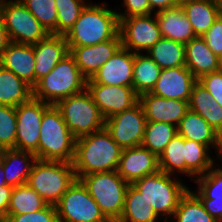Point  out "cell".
<instances>
[{
    "instance_id": "obj_7",
    "label": "cell",
    "mask_w": 222,
    "mask_h": 222,
    "mask_svg": "<svg viewBox=\"0 0 222 222\" xmlns=\"http://www.w3.org/2000/svg\"><path fill=\"white\" fill-rule=\"evenodd\" d=\"M157 216H173L181 197L188 191L180 181L159 170L132 183Z\"/></svg>"
},
{
    "instance_id": "obj_44",
    "label": "cell",
    "mask_w": 222,
    "mask_h": 222,
    "mask_svg": "<svg viewBox=\"0 0 222 222\" xmlns=\"http://www.w3.org/2000/svg\"><path fill=\"white\" fill-rule=\"evenodd\" d=\"M124 4L126 5L127 11L124 10L125 14L117 13L118 18L152 14L149 0H124Z\"/></svg>"
},
{
    "instance_id": "obj_40",
    "label": "cell",
    "mask_w": 222,
    "mask_h": 222,
    "mask_svg": "<svg viewBox=\"0 0 222 222\" xmlns=\"http://www.w3.org/2000/svg\"><path fill=\"white\" fill-rule=\"evenodd\" d=\"M17 133L16 107L0 105V148L15 149Z\"/></svg>"
},
{
    "instance_id": "obj_32",
    "label": "cell",
    "mask_w": 222,
    "mask_h": 222,
    "mask_svg": "<svg viewBox=\"0 0 222 222\" xmlns=\"http://www.w3.org/2000/svg\"><path fill=\"white\" fill-rule=\"evenodd\" d=\"M147 53L161 69L185 66V45L171 39L162 37Z\"/></svg>"
},
{
    "instance_id": "obj_43",
    "label": "cell",
    "mask_w": 222,
    "mask_h": 222,
    "mask_svg": "<svg viewBox=\"0 0 222 222\" xmlns=\"http://www.w3.org/2000/svg\"><path fill=\"white\" fill-rule=\"evenodd\" d=\"M210 50L219 59L222 57V16H219L209 30L202 36Z\"/></svg>"
},
{
    "instance_id": "obj_12",
    "label": "cell",
    "mask_w": 222,
    "mask_h": 222,
    "mask_svg": "<svg viewBox=\"0 0 222 222\" xmlns=\"http://www.w3.org/2000/svg\"><path fill=\"white\" fill-rule=\"evenodd\" d=\"M119 35L122 46L134 53L148 51L162 38L156 14L154 19L151 14L119 18Z\"/></svg>"
},
{
    "instance_id": "obj_31",
    "label": "cell",
    "mask_w": 222,
    "mask_h": 222,
    "mask_svg": "<svg viewBox=\"0 0 222 222\" xmlns=\"http://www.w3.org/2000/svg\"><path fill=\"white\" fill-rule=\"evenodd\" d=\"M161 70L149 56L134 53L132 87L138 96L151 93L160 76Z\"/></svg>"
},
{
    "instance_id": "obj_28",
    "label": "cell",
    "mask_w": 222,
    "mask_h": 222,
    "mask_svg": "<svg viewBox=\"0 0 222 222\" xmlns=\"http://www.w3.org/2000/svg\"><path fill=\"white\" fill-rule=\"evenodd\" d=\"M180 6L192 25L195 36L202 37L219 17L214 0H181Z\"/></svg>"
},
{
    "instance_id": "obj_5",
    "label": "cell",
    "mask_w": 222,
    "mask_h": 222,
    "mask_svg": "<svg viewBox=\"0 0 222 222\" xmlns=\"http://www.w3.org/2000/svg\"><path fill=\"white\" fill-rule=\"evenodd\" d=\"M76 179L72 163L37 159L26 184L55 206Z\"/></svg>"
},
{
    "instance_id": "obj_9",
    "label": "cell",
    "mask_w": 222,
    "mask_h": 222,
    "mask_svg": "<svg viewBox=\"0 0 222 222\" xmlns=\"http://www.w3.org/2000/svg\"><path fill=\"white\" fill-rule=\"evenodd\" d=\"M0 15L11 42L33 45L50 34L20 0H0Z\"/></svg>"
},
{
    "instance_id": "obj_10",
    "label": "cell",
    "mask_w": 222,
    "mask_h": 222,
    "mask_svg": "<svg viewBox=\"0 0 222 222\" xmlns=\"http://www.w3.org/2000/svg\"><path fill=\"white\" fill-rule=\"evenodd\" d=\"M60 222H109L79 179L55 205Z\"/></svg>"
},
{
    "instance_id": "obj_39",
    "label": "cell",
    "mask_w": 222,
    "mask_h": 222,
    "mask_svg": "<svg viewBox=\"0 0 222 222\" xmlns=\"http://www.w3.org/2000/svg\"><path fill=\"white\" fill-rule=\"evenodd\" d=\"M55 2L58 13L57 35L65 36L86 5L84 0H55Z\"/></svg>"
},
{
    "instance_id": "obj_14",
    "label": "cell",
    "mask_w": 222,
    "mask_h": 222,
    "mask_svg": "<svg viewBox=\"0 0 222 222\" xmlns=\"http://www.w3.org/2000/svg\"><path fill=\"white\" fill-rule=\"evenodd\" d=\"M86 89L105 120L139 102V96L133 87L97 84L87 79Z\"/></svg>"
},
{
    "instance_id": "obj_34",
    "label": "cell",
    "mask_w": 222,
    "mask_h": 222,
    "mask_svg": "<svg viewBox=\"0 0 222 222\" xmlns=\"http://www.w3.org/2000/svg\"><path fill=\"white\" fill-rule=\"evenodd\" d=\"M177 134V126L170 123L147 122L141 146L159 157Z\"/></svg>"
},
{
    "instance_id": "obj_35",
    "label": "cell",
    "mask_w": 222,
    "mask_h": 222,
    "mask_svg": "<svg viewBox=\"0 0 222 222\" xmlns=\"http://www.w3.org/2000/svg\"><path fill=\"white\" fill-rule=\"evenodd\" d=\"M185 173L195 178L206 174L214 165L207 145L185 139ZM207 171V172H206Z\"/></svg>"
},
{
    "instance_id": "obj_48",
    "label": "cell",
    "mask_w": 222,
    "mask_h": 222,
    "mask_svg": "<svg viewBox=\"0 0 222 222\" xmlns=\"http://www.w3.org/2000/svg\"><path fill=\"white\" fill-rule=\"evenodd\" d=\"M0 176H1V178H0V186H8L6 184V182H5V172L3 170V165L1 163H0Z\"/></svg>"
},
{
    "instance_id": "obj_33",
    "label": "cell",
    "mask_w": 222,
    "mask_h": 222,
    "mask_svg": "<svg viewBox=\"0 0 222 222\" xmlns=\"http://www.w3.org/2000/svg\"><path fill=\"white\" fill-rule=\"evenodd\" d=\"M48 204L29 185L13 187L7 215L33 213L44 209Z\"/></svg>"
},
{
    "instance_id": "obj_25",
    "label": "cell",
    "mask_w": 222,
    "mask_h": 222,
    "mask_svg": "<svg viewBox=\"0 0 222 222\" xmlns=\"http://www.w3.org/2000/svg\"><path fill=\"white\" fill-rule=\"evenodd\" d=\"M185 67L198 80L201 76L220 70V59L199 36L185 44Z\"/></svg>"
},
{
    "instance_id": "obj_29",
    "label": "cell",
    "mask_w": 222,
    "mask_h": 222,
    "mask_svg": "<svg viewBox=\"0 0 222 222\" xmlns=\"http://www.w3.org/2000/svg\"><path fill=\"white\" fill-rule=\"evenodd\" d=\"M32 97V88L0 65V105L17 107Z\"/></svg>"
},
{
    "instance_id": "obj_47",
    "label": "cell",
    "mask_w": 222,
    "mask_h": 222,
    "mask_svg": "<svg viewBox=\"0 0 222 222\" xmlns=\"http://www.w3.org/2000/svg\"><path fill=\"white\" fill-rule=\"evenodd\" d=\"M9 42L7 31L0 15V53L7 47Z\"/></svg>"
},
{
    "instance_id": "obj_38",
    "label": "cell",
    "mask_w": 222,
    "mask_h": 222,
    "mask_svg": "<svg viewBox=\"0 0 222 222\" xmlns=\"http://www.w3.org/2000/svg\"><path fill=\"white\" fill-rule=\"evenodd\" d=\"M20 1L50 34L57 35L58 13L55 0Z\"/></svg>"
},
{
    "instance_id": "obj_4",
    "label": "cell",
    "mask_w": 222,
    "mask_h": 222,
    "mask_svg": "<svg viewBox=\"0 0 222 222\" xmlns=\"http://www.w3.org/2000/svg\"><path fill=\"white\" fill-rule=\"evenodd\" d=\"M75 141L60 110L55 105H50L44 111L41 121L38 150L34 153L37 159L72 163Z\"/></svg>"
},
{
    "instance_id": "obj_11",
    "label": "cell",
    "mask_w": 222,
    "mask_h": 222,
    "mask_svg": "<svg viewBox=\"0 0 222 222\" xmlns=\"http://www.w3.org/2000/svg\"><path fill=\"white\" fill-rule=\"evenodd\" d=\"M147 119L138 102L132 108L119 112L105 120V128L122 148L141 146Z\"/></svg>"
},
{
    "instance_id": "obj_13",
    "label": "cell",
    "mask_w": 222,
    "mask_h": 222,
    "mask_svg": "<svg viewBox=\"0 0 222 222\" xmlns=\"http://www.w3.org/2000/svg\"><path fill=\"white\" fill-rule=\"evenodd\" d=\"M50 105L31 97L16 107L17 133L15 149L35 153L38 150L41 121Z\"/></svg>"
},
{
    "instance_id": "obj_16",
    "label": "cell",
    "mask_w": 222,
    "mask_h": 222,
    "mask_svg": "<svg viewBox=\"0 0 222 222\" xmlns=\"http://www.w3.org/2000/svg\"><path fill=\"white\" fill-rule=\"evenodd\" d=\"M159 158L142 146L122 150L117 173L129 184L159 171Z\"/></svg>"
},
{
    "instance_id": "obj_49",
    "label": "cell",
    "mask_w": 222,
    "mask_h": 222,
    "mask_svg": "<svg viewBox=\"0 0 222 222\" xmlns=\"http://www.w3.org/2000/svg\"><path fill=\"white\" fill-rule=\"evenodd\" d=\"M218 9L219 16H222V0H214Z\"/></svg>"
},
{
    "instance_id": "obj_6",
    "label": "cell",
    "mask_w": 222,
    "mask_h": 222,
    "mask_svg": "<svg viewBox=\"0 0 222 222\" xmlns=\"http://www.w3.org/2000/svg\"><path fill=\"white\" fill-rule=\"evenodd\" d=\"M79 180L87 188L104 217L109 222H117L124 208L129 183L117 173V170L87 174Z\"/></svg>"
},
{
    "instance_id": "obj_24",
    "label": "cell",
    "mask_w": 222,
    "mask_h": 222,
    "mask_svg": "<svg viewBox=\"0 0 222 222\" xmlns=\"http://www.w3.org/2000/svg\"><path fill=\"white\" fill-rule=\"evenodd\" d=\"M177 132L184 139H189L208 147L213 145L219 150V159L222 157V136L196 112L190 109L187 111L177 125Z\"/></svg>"
},
{
    "instance_id": "obj_2",
    "label": "cell",
    "mask_w": 222,
    "mask_h": 222,
    "mask_svg": "<svg viewBox=\"0 0 222 222\" xmlns=\"http://www.w3.org/2000/svg\"><path fill=\"white\" fill-rule=\"evenodd\" d=\"M119 34L117 12L104 5H86L78 20L65 35L68 47L93 46Z\"/></svg>"
},
{
    "instance_id": "obj_50",
    "label": "cell",
    "mask_w": 222,
    "mask_h": 222,
    "mask_svg": "<svg viewBox=\"0 0 222 222\" xmlns=\"http://www.w3.org/2000/svg\"><path fill=\"white\" fill-rule=\"evenodd\" d=\"M220 70L222 71V57L220 58Z\"/></svg>"
},
{
    "instance_id": "obj_15",
    "label": "cell",
    "mask_w": 222,
    "mask_h": 222,
    "mask_svg": "<svg viewBox=\"0 0 222 222\" xmlns=\"http://www.w3.org/2000/svg\"><path fill=\"white\" fill-rule=\"evenodd\" d=\"M134 53L121 46L90 78L97 84L132 87Z\"/></svg>"
},
{
    "instance_id": "obj_19",
    "label": "cell",
    "mask_w": 222,
    "mask_h": 222,
    "mask_svg": "<svg viewBox=\"0 0 222 222\" xmlns=\"http://www.w3.org/2000/svg\"><path fill=\"white\" fill-rule=\"evenodd\" d=\"M196 82L197 79L185 66L162 69L151 93L166 99L189 101Z\"/></svg>"
},
{
    "instance_id": "obj_42",
    "label": "cell",
    "mask_w": 222,
    "mask_h": 222,
    "mask_svg": "<svg viewBox=\"0 0 222 222\" xmlns=\"http://www.w3.org/2000/svg\"><path fill=\"white\" fill-rule=\"evenodd\" d=\"M197 82L204 87L222 107V71L218 70L201 76Z\"/></svg>"
},
{
    "instance_id": "obj_27",
    "label": "cell",
    "mask_w": 222,
    "mask_h": 222,
    "mask_svg": "<svg viewBox=\"0 0 222 222\" xmlns=\"http://www.w3.org/2000/svg\"><path fill=\"white\" fill-rule=\"evenodd\" d=\"M188 104L190 110L200 115L222 136V107L198 82L192 87Z\"/></svg>"
},
{
    "instance_id": "obj_46",
    "label": "cell",
    "mask_w": 222,
    "mask_h": 222,
    "mask_svg": "<svg viewBox=\"0 0 222 222\" xmlns=\"http://www.w3.org/2000/svg\"><path fill=\"white\" fill-rule=\"evenodd\" d=\"M181 0H149L150 9L153 11L156 7H158L161 11L168 8H173L180 5Z\"/></svg>"
},
{
    "instance_id": "obj_1",
    "label": "cell",
    "mask_w": 222,
    "mask_h": 222,
    "mask_svg": "<svg viewBox=\"0 0 222 222\" xmlns=\"http://www.w3.org/2000/svg\"><path fill=\"white\" fill-rule=\"evenodd\" d=\"M122 150L105 127L77 138L72 162L76 178L117 170Z\"/></svg>"
},
{
    "instance_id": "obj_21",
    "label": "cell",
    "mask_w": 222,
    "mask_h": 222,
    "mask_svg": "<svg viewBox=\"0 0 222 222\" xmlns=\"http://www.w3.org/2000/svg\"><path fill=\"white\" fill-rule=\"evenodd\" d=\"M35 56V85L38 80L50 73L70 51L65 36L49 34L33 44Z\"/></svg>"
},
{
    "instance_id": "obj_3",
    "label": "cell",
    "mask_w": 222,
    "mask_h": 222,
    "mask_svg": "<svg viewBox=\"0 0 222 222\" xmlns=\"http://www.w3.org/2000/svg\"><path fill=\"white\" fill-rule=\"evenodd\" d=\"M87 78L69 53L32 88V97L49 105H56L69 96L86 90Z\"/></svg>"
},
{
    "instance_id": "obj_22",
    "label": "cell",
    "mask_w": 222,
    "mask_h": 222,
    "mask_svg": "<svg viewBox=\"0 0 222 222\" xmlns=\"http://www.w3.org/2000/svg\"><path fill=\"white\" fill-rule=\"evenodd\" d=\"M198 194L205 210L217 221L222 222V168L211 169L195 179Z\"/></svg>"
},
{
    "instance_id": "obj_17",
    "label": "cell",
    "mask_w": 222,
    "mask_h": 222,
    "mask_svg": "<svg viewBox=\"0 0 222 222\" xmlns=\"http://www.w3.org/2000/svg\"><path fill=\"white\" fill-rule=\"evenodd\" d=\"M147 122H163L177 126L189 110L188 101L166 99L152 93L139 96Z\"/></svg>"
},
{
    "instance_id": "obj_20",
    "label": "cell",
    "mask_w": 222,
    "mask_h": 222,
    "mask_svg": "<svg viewBox=\"0 0 222 222\" xmlns=\"http://www.w3.org/2000/svg\"><path fill=\"white\" fill-rule=\"evenodd\" d=\"M35 64L32 44L10 41L7 47L0 53V65L12 71L31 88L35 86Z\"/></svg>"
},
{
    "instance_id": "obj_18",
    "label": "cell",
    "mask_w": 222,
    "mask_h": 222,
    "mask_svg": "<svg viewBox=\"0 0 222 222\" xmlns=\"http://www.w3.org/2000/svg\"><path fill=\"white\" fill-rule=\"evenodd\" d=\"M122 46L120 35L114 39L93 45L68 47L82 74L90 79Z\"/></svg>"
},
{
    "instance_id": "obj_30",
    "label": "cell",
    "mask_w": 222,
    "mask_h": 222,
    "mask_svg": "<svg viewBox=\"0 0 222 222\" xmlns=\"http://www.w3.org/2000/svg\"><path fill=\"white\" fill-rule=\"evenodd\" d=\"M157 214L140 192L129 184L120 219L117 222H157Z\"/></svg>"
},
{
    "instance_id": "obj_26",
    "label": "cell",
    "mask_w": 222,
    "mask_h": 222,
    "mask_svg": "<svg viewBox=\"0 0 222 222\" xmlns=\"http://www.w3.org/2000/svg\"><path fill=\"white\" fill-rule=\"evenodd\" d=\"M36 160L37 157L34 153L16 149H3L0 153V163L3 165L6 184L11 187L26 184ZM20 165L23 167H18Z\"/></svg>"
},
{
    "instance_id": "obj_37",
    "label": "cell",
    "mask_w": 222,
    "mask_h": 222,
    "mask_svg": "<svg viewBox=\"0 0 222 222\" xmlns=\"http://www.w3.org/2000/svg\"><path fill=\"white\" fill-rule=\"evenodd\" d=\"M185 139L177 134L166 145L159 158V169L169 175L176 169L185 173Z\"/></svg>"
},
{
    "instance_id": "obj_8",
    "label": "cell",
    "mask_w": 222,
    "mask_h": 222,
    "mask_svg": "<svg viewBox=\"0 0 222 222\" xmlns=\"http://www.w3.org/2000/svg\"><path fill=\"white\" fill-rule=\"evenodd\" d=\"M55 106L76 139L105 127V119L87 89L59 101Z\"/></svg>"
},
{
    "instance_id": "obj_23",
    "label": "cell",
    "mask_w": 222,
    "mask_h": 222,
    "mask_svg": "<svg viewBox=\"0 0 222 222\" xmlns=\"http://www.w3.org/2000/svg\"><path fill=\"white\" fill-rule=\"evenodd\" d=\"M162 37L187 44L195 38L194 30L180 5L156 12Z\"/></svg>"
},
{
    "instance_id": "obj_41",
    "label": "cell",
    "mask_w": 222,
    "mask_h": 222,
    "mask_svg": "<svg viewBox=\"0 0 222 222\" xmlns=\"http://www.w3.org/2000/svg\"><path fill=\"white\" fill-rule=\"evenodd\" d=\"M4 222H60L56 207L47 205L44 209L33 213L7 215Z\"/></svg>"
},
{
    "instance_id": "obj_36",
    "label": "cell",
    "mask_w": 222,
    "mask_h": 222,
    "mask_svg": "<svg viewBox=\"0 0 222 222\" xmlns=\"http://www.w3.org/2000/svg\"><path fill=\"white\" fill-rule=\"evenodd\" d=\"M177 222H217L204 208L194 192L188 191L181 197L173 214Z\"/></svg>"
},
{
    "instance_id": "obj_45",
    "label": "cell",
    "mask_w": 222,
    "mask_h": 222,
    "mask_svg": "<svg viewBox=\"0 0 222 222\" xmlns=\"http://www.w3.org/2000/svg\"><path fill=\"white\" fill-rule=\"evenodd\" d=\"M12 190L11 186H0V221L7 216Z\"/></svg>"
}]
</instances>
